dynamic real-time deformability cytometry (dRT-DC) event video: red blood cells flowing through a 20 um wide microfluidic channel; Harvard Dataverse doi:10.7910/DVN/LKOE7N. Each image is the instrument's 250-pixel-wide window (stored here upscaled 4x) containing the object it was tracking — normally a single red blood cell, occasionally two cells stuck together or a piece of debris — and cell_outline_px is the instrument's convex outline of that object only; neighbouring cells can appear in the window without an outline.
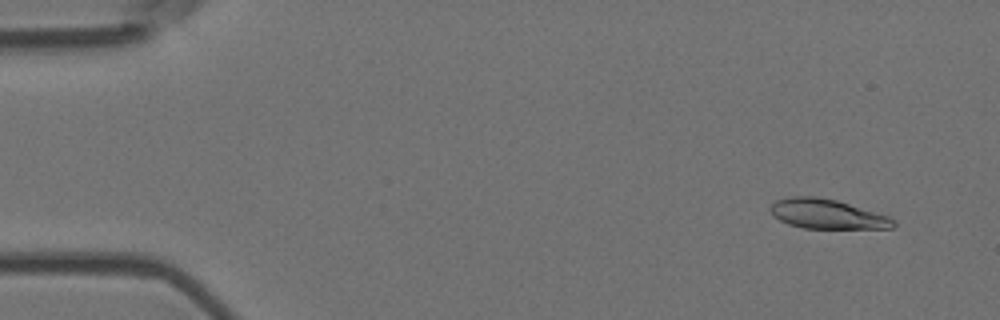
{"species": "Egyptian fruit bat (a non-hibernating species)", "species_latin": "Rousettus aegyptiacus", "temperature_condition": "room temperature", "stored_images_in_passage": 7, "camera_frame_rate_fps": 3000, "um_per_image_px": 0.085, "animal": {"sex": "female"}, "frame": {"image": 1, "passage_image": 1, "time_ms": 0.0, "image_size_px": [1000, 320], "cell_outline_px": [[896, 224], [892, 228], [804, 228], [788, 224], [772, 216], [768, 208], [776, 200], [788, 196], [816, 196], [836, 200], [888, 216], [896, 220]], "centroid_in_image_um": [70.25, 18.18], "position_along_channel_um": 14.7, "area_um2": 21.21}}
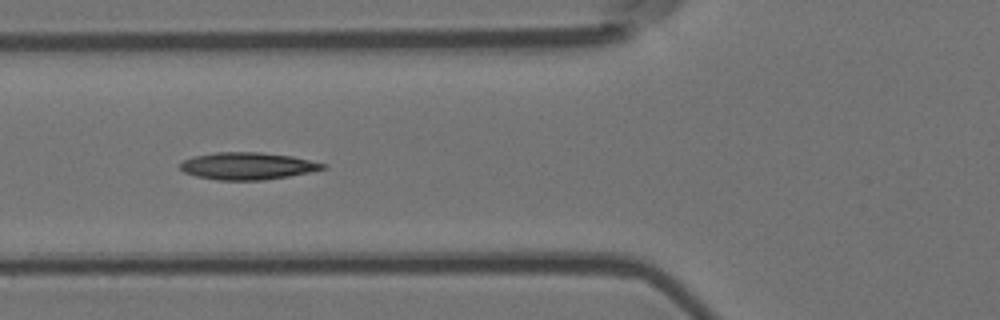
{"frame": {"image": 2, "passage_image": 5, "time_ms": 1.333, "image_size_px": [1000, 320], "cell_outline_px": [[328, 168], [288, 176], [264, 180], [216, 180], [196, 176], [184, 172], [180, 168], [180, 164], [184, 160], [192, 156], [216, 152], [260, 152], [292, 156], [328, 164]], "centroid_in_image_um": [21.05, 14.1], "position_along_channel_um": 104.8, "area_um2": 22.66}}
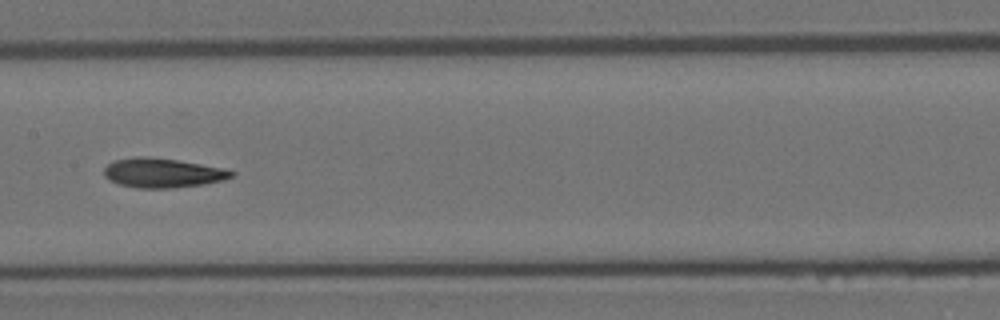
{"frame": {"image": 3, "passage_image": 7, "time_ms": 2.0, "image_size_px": [1000, 320], "cell_outline_px": [[236, 172], [232, 176], [224, 180], [204, 184], [172, 188], [136, 188], [120, 184], [108, 180], [104, 176], [104, 168], [112, 160], [136, 156], [148, 156], [176, 160], [224, 168]], "centroid_in_image_um": [13.79, 14.69], "position_along_channel_um": 193.6, "area_um2": 21.96}}